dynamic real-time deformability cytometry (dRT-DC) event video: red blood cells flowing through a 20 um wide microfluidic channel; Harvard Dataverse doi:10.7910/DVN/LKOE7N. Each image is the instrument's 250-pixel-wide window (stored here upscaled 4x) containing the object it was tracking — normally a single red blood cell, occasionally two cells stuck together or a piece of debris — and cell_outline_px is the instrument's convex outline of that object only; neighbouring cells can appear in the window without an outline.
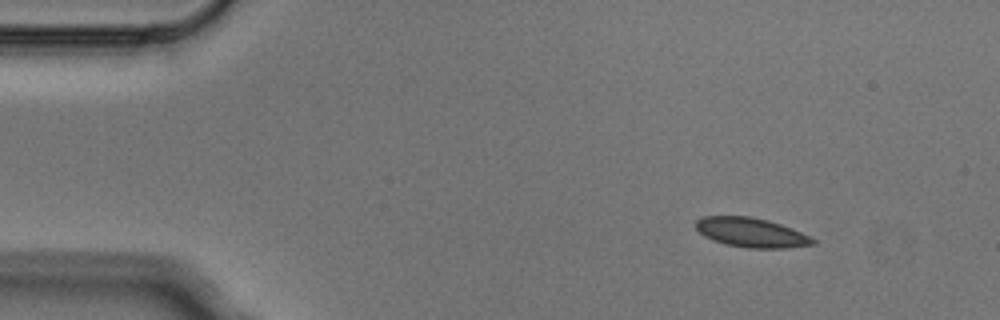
{"species": "Egyptian fruit bat (a non-hibernating species)", "species_latin": "Rousettus aegyptiacus", "temperature_condition": "cold", "stored_images_in_passage": 4, "segment_of_instrument_passage": [1, 2], "camera_frame_rate_fps": 3000, "um_per_image_px": 0.085, "animal": {"sex": "male"}, "frame": {"image": 1, "passage_image": 1, "time_ms": 0.0, "image_size_px": [1000, 320], "cell_outline_px": [[816, 244], [788, 248], [748, 248], [728, 244], [712, 240], [704, 236], [696, 228], [696, 220], [704, 216], [752, 216], [768, 220], [792, 228], [816, 240]], "centroid_in_image_um": [63.86, 19.76], "position_along_channel_um": 21.1, "area_um2": 20.0}}